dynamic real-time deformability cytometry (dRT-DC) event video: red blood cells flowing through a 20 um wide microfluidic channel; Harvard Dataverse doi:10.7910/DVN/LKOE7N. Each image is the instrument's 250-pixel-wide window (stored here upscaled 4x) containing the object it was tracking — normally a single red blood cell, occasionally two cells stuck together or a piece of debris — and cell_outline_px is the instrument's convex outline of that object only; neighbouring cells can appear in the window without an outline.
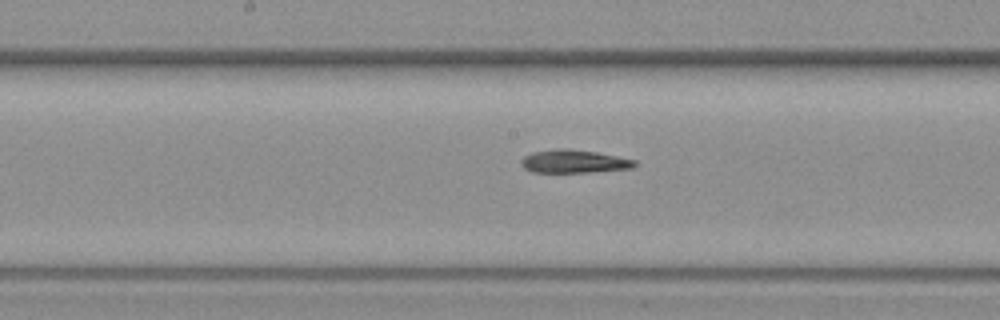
{"species": "common noctule bat (a hibernating species)", "species_latin": "Nyctalus noctula", "temperature_condition": "warm", "stored_images_in_passage": 11, "segment_of_instrument_passage": [2, 2], "camera_frame_rate_fps": 3000, "um_per_image_px": 0.085, "animal": {"sex": "female", "body_mass_g": 19.3, "forearm_length_mm": 54.1}, "frame": {"image": 1, "passage_image": 11, "time_ms": 3.333, "image_size_px": [1000, 320], "cell_outline_px": [[636, 164], [632, 168], [588, 172], [532, 172], [524, 168], [520, 164], [520, 160], [524, 156], [532, 152], [556, 148], [568, 148], [596, 152], [636, 160]], "centroid_in_image_um": [48.73, 13.71], "position_along_channel_um": 199.5, "area_um2": 15.32}}